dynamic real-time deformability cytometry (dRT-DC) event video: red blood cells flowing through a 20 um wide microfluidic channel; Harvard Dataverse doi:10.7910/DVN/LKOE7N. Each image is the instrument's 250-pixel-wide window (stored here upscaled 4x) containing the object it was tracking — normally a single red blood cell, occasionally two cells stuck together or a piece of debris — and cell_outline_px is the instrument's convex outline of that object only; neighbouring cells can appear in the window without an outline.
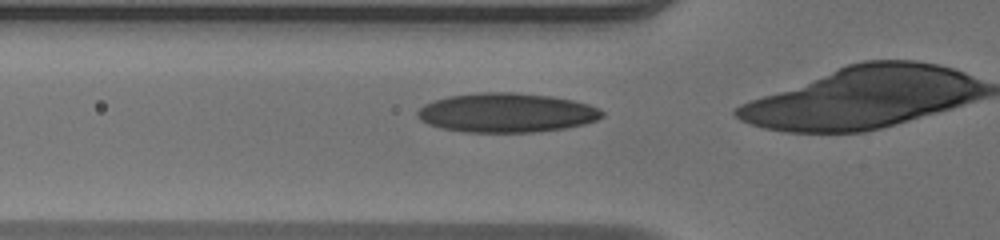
{"species": "human", "species_latin": "Homo sapiens", "temperature_condition": "warm", "stored_images_in_passage": 36, "camera_frame_rate_fps": 3000, "um_per_image_px": 0.085, "donor": {"sex": "male"}, "frame": {"image": 1, "passage_image": 13, "time_ms": 4.0, "image_size_px": [1000, 240], "cell_outline_px": [[604, 116], [596, 120], [584, 124], [564, 128], [532, 132], [464, 132], [440, 128], [428, 124], [420, 120], [416, 116], [416, 112], [424, 104], [432, 100], [448, 96], [484, 92], [516, 92], [552, 96], [572, 100], [588, 104], [600, 108], [604, 112]], "centroid_in_image_um": [43.03, 9.58], "position_along_channel_um": 82.8, "area_um2": 42.48}}
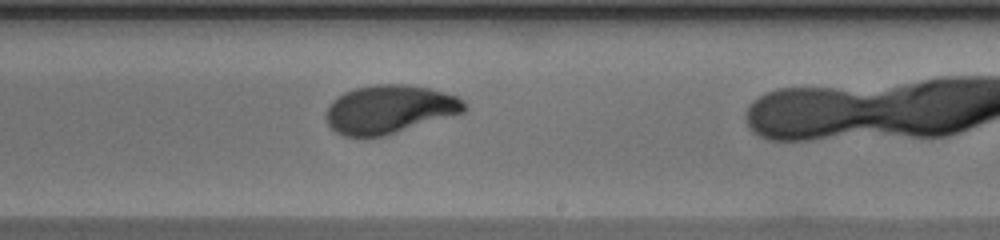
{"frame": {"image": 2, "passage_image": 26, "time_ms": 8.333, "image_size_px": [1000, 240], "cell_outline_px": [[468, 108], [464, 112], [384, 136], [344, 136], [336, 132], [328, 124], [324, 116], [328, 104], [332, 100], [344, 92], [356, 88], [376, 84], [408, 84], [428, 88], [460, 96], [464, 100]], "centroid_in_image_um": [33.1, 9.28], "position_along_channel_um": 255.9, "area_um2": 39.13}}
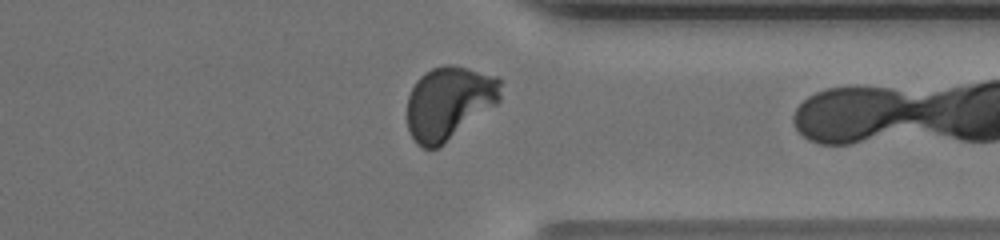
{"frame": {"image": 3, "passage_image": 35, "time_ms": 11.333, "image_size_px": [1000, 240], "cell_outline_px": [[500, 100], [496, 104], [440, 148], [424, 148], [416, 144], [408, 132], [408, 96], [416, 80], [424, 72], [432, 68], [444, 64], [452, 64], [468, 68], [496, 76], [500, 80]], "centroid_in_image_um": [38.14, 8.75], "position_along_channel_um": 373.3, "area_um2": 40.06}}